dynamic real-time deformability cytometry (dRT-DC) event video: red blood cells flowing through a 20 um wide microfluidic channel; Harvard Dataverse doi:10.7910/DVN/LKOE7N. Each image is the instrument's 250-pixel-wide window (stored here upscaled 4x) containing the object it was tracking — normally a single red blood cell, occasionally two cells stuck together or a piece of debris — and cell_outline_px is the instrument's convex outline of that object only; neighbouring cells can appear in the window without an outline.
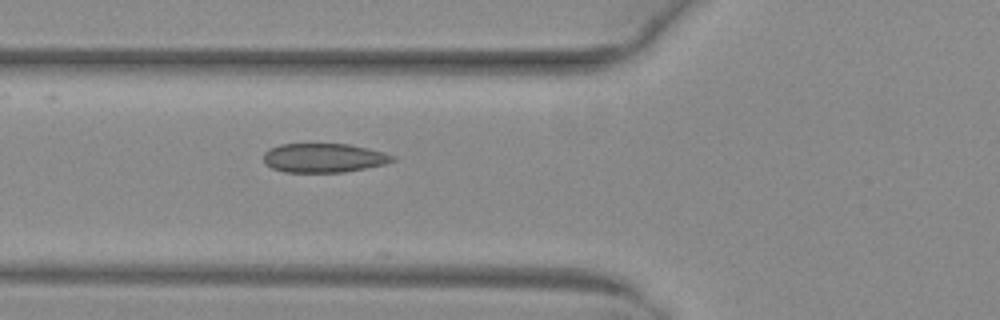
{"species": "common noctule bat (a hibernating species)", "species_latin": "Nyctalus noctula", "temperature_condition": "warm", "stored_images_in_passage": 23, "camera_frame_rate_fps": 3000, "um_per_image_px": 0.085, "animal": {"sex": "female", "body_mass_g": 29.2, "forearm_length_mm": 56.3}, "frame": {"image": 1, "passage_image": 20, "time_ms": 6.333, "image_size_px": [1000, 320], "cell_outline_px": [[396, 160], [384, 164], [344, 172], [284, 172], [272, 168], [264, 160], [264, 152], [268, 148], [280, 144], [348, 144], [368, 148], [384, 152], [396, 156]], "centroid_in_image_um": [27.53, 13.41], "position_along_channel_um": 98.3, "area_um2": 21.85}}